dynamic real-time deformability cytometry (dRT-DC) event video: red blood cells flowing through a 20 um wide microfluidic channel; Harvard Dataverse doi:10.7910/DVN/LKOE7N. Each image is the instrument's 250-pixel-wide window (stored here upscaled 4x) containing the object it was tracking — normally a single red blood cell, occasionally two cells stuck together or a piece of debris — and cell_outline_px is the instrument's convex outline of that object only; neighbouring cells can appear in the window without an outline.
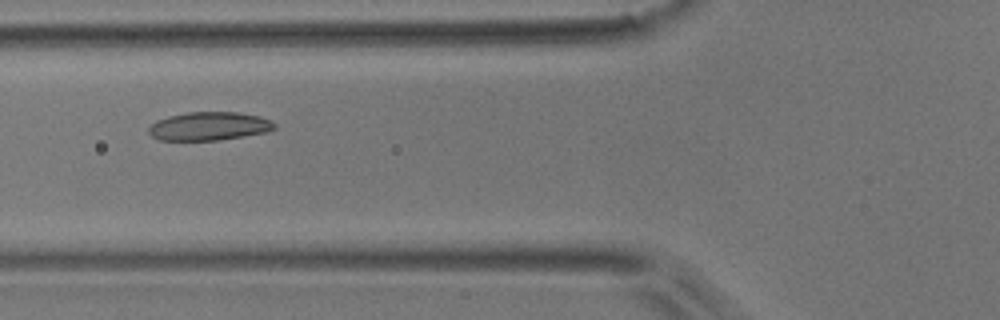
{"species": "common noctule bat (a hibernating species)", "species_latin": "Nyctalus noctula", "temperature_condition": "room temperature", "stored_images_in_passage": 4, "camera_frame_rate_fps": 3000, "um_per_image_px": 0.085, "animal": {"sex": "male", "body_mass_g": 17.9}, "frame": {"image": 1, "passage_image": 4, "time_ms": 3.333, "image_size_px": [1000, 320], "cell_outline_px": [[276, 128], [268, 132], [216, 140], [160, 140], [152, 136], [148, 132], [148, 128], [156, 120], [168, 116], [188, 112], [240, 112], [260, 116], [272, 120], [276, 124]], "centroid_in_image_um": [17.8, 10.71], "position_along_channel_um": 108.0, "area_um2": 20.92}}